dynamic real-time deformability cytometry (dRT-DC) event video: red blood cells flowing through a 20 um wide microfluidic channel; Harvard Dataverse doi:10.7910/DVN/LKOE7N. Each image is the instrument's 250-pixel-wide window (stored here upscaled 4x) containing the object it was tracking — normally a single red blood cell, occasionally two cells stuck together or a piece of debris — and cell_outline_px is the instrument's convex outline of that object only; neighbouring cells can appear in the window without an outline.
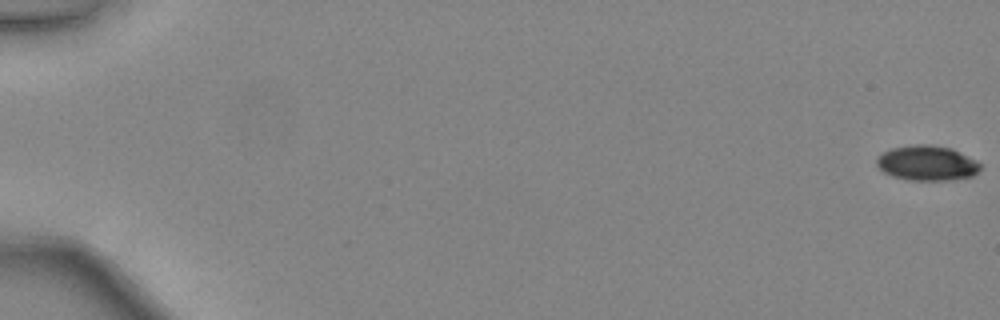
{"species": "common noctule bat (a hibernating species)", "species_latin": "Nyctalus noctula", "temperature_condition": "warm", "stored_images_in_passage": 48, "camera_frame_rate_fps": 3000, "um_per_image_px": 0.085, "animal": {"sex": "female", "body_mass_g": 24.6, "forearm_length_mm": 56.2}, "frame": {"image": 1, "passage_image": 1, "time_ms": 0.0, "image_size_px": [1000, 320], "cell_outline_px": [[980, 168], [972, 176], [952, 180], [908, 180], [892, 176], [884, 172], [876, 164], [876, 156], [892, 148], [916, 144], [928, 144], [952, 148], [976, 160], [980, 164]], "centroid_in_image_um": [78.78, 13.86], "position_along_channel_um": 6.2, "area_um2": 21.15}}
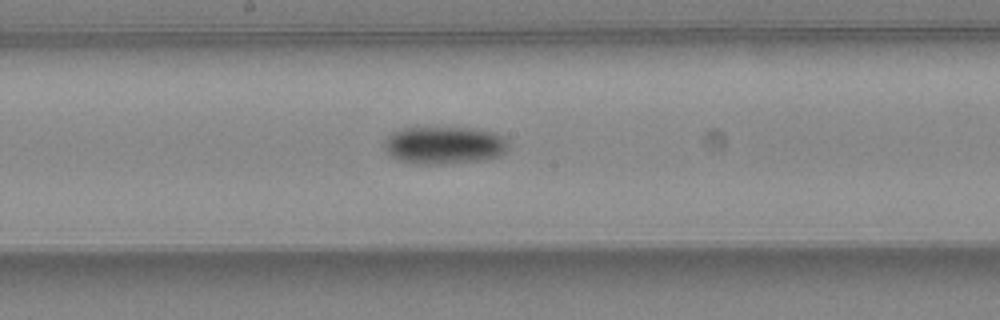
{"frame": {"image": 2, "passage_image": 28, "time_ms": 9.0, "image_size_px": [1000, 320], "cell_outline_px": [[508, 148], [500, 156], [484, 160], [440, 164], [412, 164], [396, 160], [388, 156], [384, 148], [384, 140], [392, 132], [400, 128], [476, 128], [496, 132], [504, 136], [508, 140]], "centroid_in_image_um": [37.75, 12.35], "position_along_channel_um": 210.5, "area_um2": 27.8}}
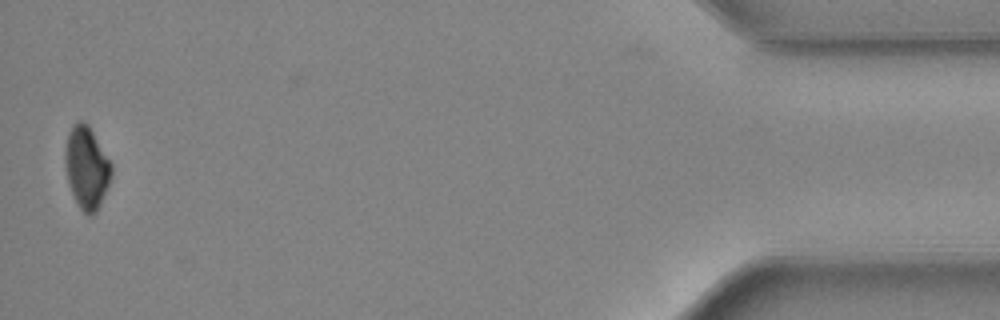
{"frame": {"image": 3, "passage_image": 48, "time_ms": 15.667, "image_size_px": [1000, 320], "cell_outline_px": [[112, 176], [100, 204], [96, 212], [92, 216], [88, 216], [80, 208], [72, 192], [68, 180], [64, 164], [64, 152], [68, 136], [76, 120], [84, 120], [88, 124], [112, 164]], "centroid_in_image_um": [7.37, 14.24], "position_along_channel_um": 427.8, "area_um2": 22.08}, "authors_computed_cell_mechanics": {"area_um2": 23.9581, "velocity_mm_per_s": 4.4867, "shape_relaxation_time_tau1_ms": 3.4533, "shape_relaxation_time_tau2_ms": null, "deformation_change_tau1": 0.0917, "deformation_change_tau2": null}}